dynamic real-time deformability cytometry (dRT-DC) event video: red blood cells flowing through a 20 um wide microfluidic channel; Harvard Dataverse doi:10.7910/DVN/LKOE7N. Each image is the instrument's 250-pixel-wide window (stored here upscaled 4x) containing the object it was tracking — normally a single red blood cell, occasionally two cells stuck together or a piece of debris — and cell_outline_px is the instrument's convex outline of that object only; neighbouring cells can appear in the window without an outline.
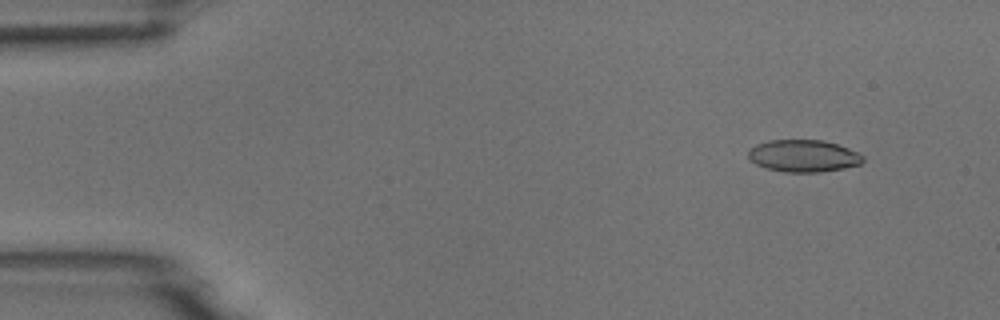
{"species": "common noctule bat (a hibernating species)", "species_latin": "Nyctalus noctula", "temperature_condition": "room temperature", "stored_images_in_passage": 5, "camera_frame_rate_fps": 3000, "um_per_image_px": 0.085, "animal": {"sex": "male", "body_mass_g": 18.8}, "frame": {"image": 1, "passage_image": 2, "time_ms": 1.333, "image_size_px": [1000, 320], "cell_outline_px": [[864, 160], [860, 164], [844, 168], [820, 172], [784, 172], [768, 168], [756, 164], [748, 160], [748, 148], [756, 144], [768, 140], [824, 140], [848, 148], [864, 156]], "centroid_in_image_um": [68.26, 13.25], "position_along_channel_um": 16.7, "area_um2": 21.56}}
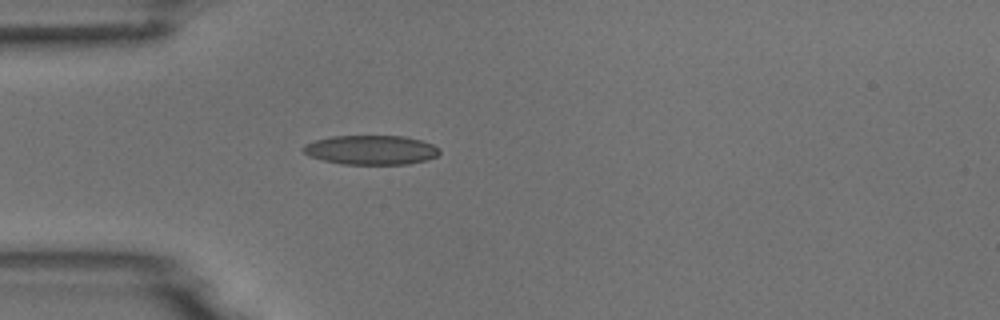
{"frame": {"image": 2, "passage_image": 5, "time_ms": 4.667, "image_size_px": [1000, 320], "cell_outline_px": [[440, 152], [436, 156], [428, 160], [408, 164], [340, 164], [308, 156], [300, 148], [304, 144], [316, 140], [332, 136], [404, 136], [420, 140], [432, 144], [440, 148]], "centroid_in_image_um": [31.53, 12.75], "position_along_channel_um": 53.5, "area_um2": 23.41}}